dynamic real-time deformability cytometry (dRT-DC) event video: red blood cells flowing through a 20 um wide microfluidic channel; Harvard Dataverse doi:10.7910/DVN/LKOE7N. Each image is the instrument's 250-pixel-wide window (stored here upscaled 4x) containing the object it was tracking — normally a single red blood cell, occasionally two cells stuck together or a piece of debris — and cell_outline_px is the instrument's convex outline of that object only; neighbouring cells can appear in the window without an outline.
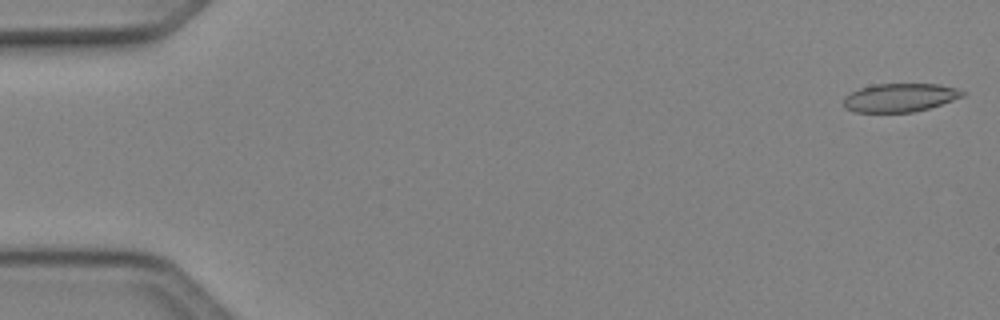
{"species": "Egyptian fruit bat (a non-hibernating species)", "species_latin": "Rousettus aegyptiacus", "temperature_condition": "cold", "stored_images_in_passage": 49, "camera_frame_rate_fps": 3000, "um_per_image_px": 0.085, "animal": {"sex": "female"}, "frame": {"image": 1, "passage_image": 1, "time_ms": 0.0, "image_size_px": [1000, 320], "cell_outline_px": [[968, 92], [964, 96], [928, 108], [912, 112], [856, 112], [844, 108], [844, 96], [860, 88], [872, 84], [940, 84], [956, 88]], "centroid_in_image_um": [76.49, 8.29], "position_along_channel_um": 8.5, "area_um2": 19.71}}
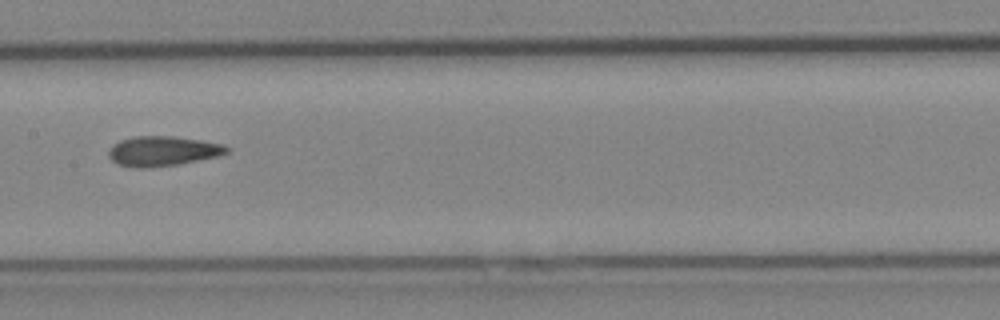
{"frame": {"image": 2, "passage_image": 25, "time_ms": 8.0, "image_size_px": [1000, 320], "cell_outline_px": [[232, 148], [228, 152], [220, 156], [180, 164], [148, 168], [132, 168], [116, 164], [108, 156], [108, 148], [112, 144], [120, 140], [136, 136], [172, 136], [200, 140], [224, 144]], "centroid_in_image_um": [13.83, 12.85], "position_along_channel_um": 193.6, "area_um2": 20.98}}
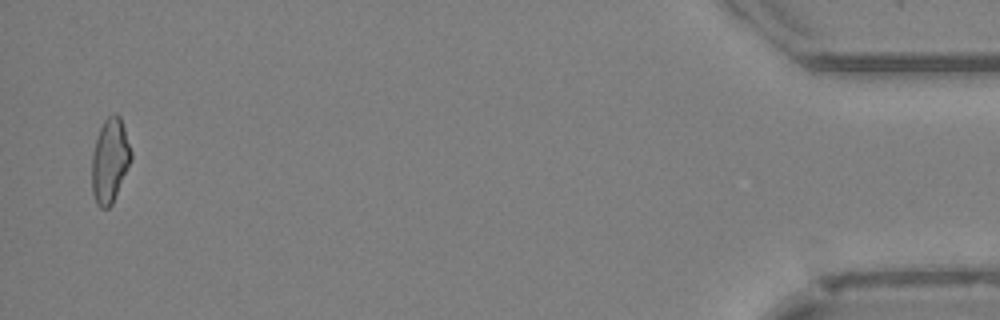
{"frame": {"image": 3, "passage_image": 48, "time_ms": 15.667, "image_size_px": [1000, 320], "cell_outline_px": [[132, 160], [112, 204], [108, 208], [100, 208], [96, 204], [92, 192], [92, 156], [96, 140], [100, 128], [104, 120], [108, 116], [116, 112], [120, 116], [132, 152]], "centroid_in_image_um": [9.35, 13.66], "position_along_channel_um": 425.9, "area_um2": 19.31}, "authors_computed_cell_mechanics": {"area_um2": 20.1722, "velocity_mm_per_s": 4.1533, "shape_relaxation_time_tau1_ms": null, "shape_relaxation_time_tau2_ms": 3.6127, "deformation_change_tau1": null, "deformation_change_tau2": 0.1109}}